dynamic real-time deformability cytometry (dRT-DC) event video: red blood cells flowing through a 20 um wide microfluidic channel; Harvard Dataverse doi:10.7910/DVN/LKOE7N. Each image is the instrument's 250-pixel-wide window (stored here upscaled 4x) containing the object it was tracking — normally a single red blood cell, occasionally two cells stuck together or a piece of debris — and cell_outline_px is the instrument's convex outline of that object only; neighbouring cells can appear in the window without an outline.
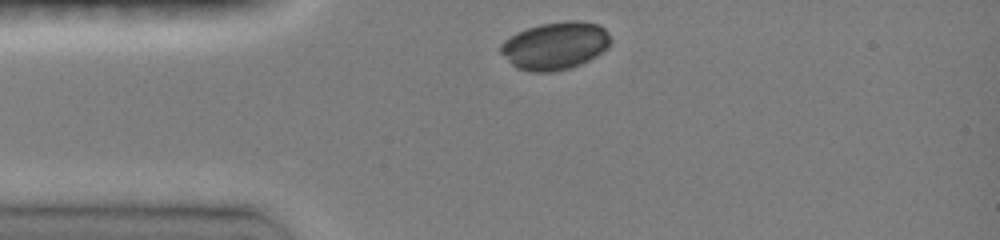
{"species": "common noctule bat (a hibernating species)", "species_latin": "Nyctalus noctula", "temperature_condition": "room temperature", "stored_images_in_passage": 3, "camera_frame_rate_fps": 3000, "um_per_image_px": 0.085, "animal": {"sex": "female", "body_mass_g": 19.0, "forearm_length_mm": 51.5}, "frame": {"image": 1, "passage_image": 1, "time_ms": 0.0, "image_size_px": [1000, 240], "cell_outline_px": [[612, 40], [608, 48], [596, 56], [580, 64], [568, 68], [552, 72], [532, 72], [516, 68], [500, 52], [500, 44], [504, 40], [516, 32], [540, 24], [568, 20], [576, 20], [600, 24], [608, 32]], "centroid_in_image_um": [47.2, 3.87], "position_along_channel_um": 37.8, "area_um2": 30.69}}